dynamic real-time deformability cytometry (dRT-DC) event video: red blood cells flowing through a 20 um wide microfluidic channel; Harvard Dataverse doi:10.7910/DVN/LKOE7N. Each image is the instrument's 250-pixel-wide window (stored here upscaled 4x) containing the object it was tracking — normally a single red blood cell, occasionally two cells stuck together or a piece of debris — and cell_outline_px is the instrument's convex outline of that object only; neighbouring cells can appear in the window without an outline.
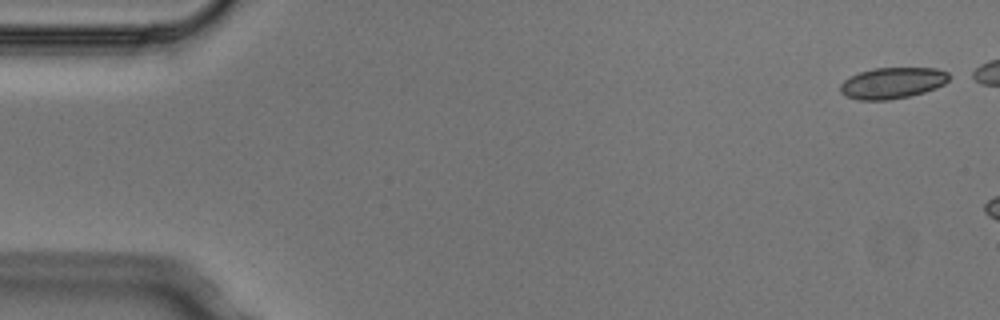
{"species": "Egyptian fruit bat (a non-hibernating species)", "species_latin": "Rousettus aegyptiacus", "temperature_condition": "cold", "stored_images_in_passage": 3, "camera_frame_rate_fps": 3000, "um_per_image_px": 0.085, "animal": {"sex": "male"}, "frame": {"image": 1, "passage_image": 1, "time_ms": 0.0, "image_size_px": [1000, 320], "cell_outline_px": [[948, 80], [944, 84], [936, 88], [924, 92], [908, 96], [888, 100], [856, 100], [844, 96], [840, 92], [840, 84], [844, 80], [860, 72], [872, 68], [936, 68], [948, 72]], "centroid_in_image_um": [75.82, 7.06], "position_along_channel_um": 9.2, "area_um2": 19.77}}